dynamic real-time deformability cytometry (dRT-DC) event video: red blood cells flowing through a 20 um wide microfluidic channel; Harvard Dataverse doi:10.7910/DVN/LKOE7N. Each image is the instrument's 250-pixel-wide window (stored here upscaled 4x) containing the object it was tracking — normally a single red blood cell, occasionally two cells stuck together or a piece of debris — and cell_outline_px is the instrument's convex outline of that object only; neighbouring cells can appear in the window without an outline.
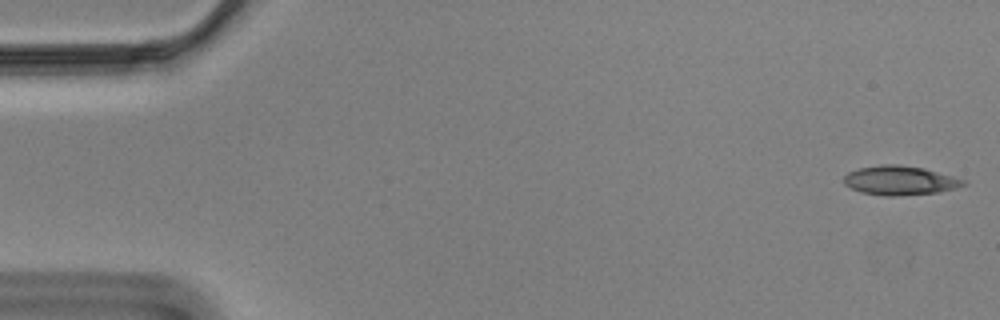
{"species": "Egyptian fruit bat (a non-hibernating species)", "species_latin": "Rousettus aegyptiacus", "temperature_condition": "cold", "stored_images_in_passage": 56, "camera_frame_rate_fps": 3000, "um_per_image_px": 0.085, "animal": {"sex": "male"}, "frame": {"image": 1, "passage_image": 1, "time_ms": 0.0, "image_size_px": [1000, 320], "cell_outline_px": [[968, 184], [956, 188], [940, 192], [900, 196], [884, 196], [860, 192], [844, 184], [844, 176], [848, 172], [860, 168], [880, 164], [896, 164], [924, 168], [968, 180]], "centroid_in_image_um": [76.54, 15.34], "position_along_channel_um": 8.5, "area_um2": 20.58}}
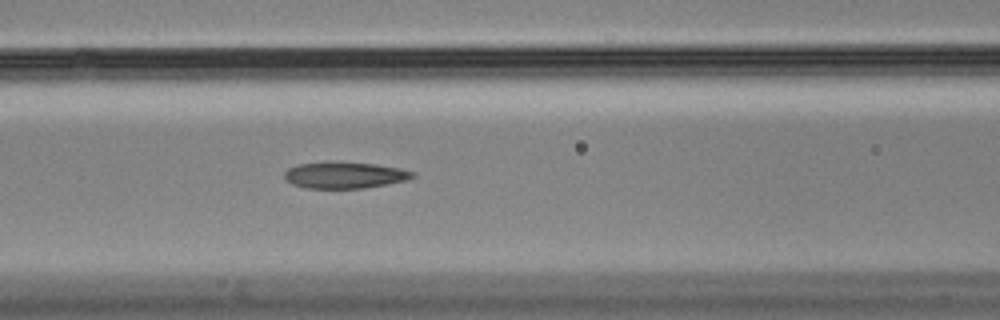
{"frame": {"image": 2, "passage_image": 23, "time_ms": 7.333, "image_size_px": [1000, 320], "cell_outline_px": [[416, 176], [408, 180], [388, 184], [364, 188], [308, 188], [292, 184], [284, 176], [284, 172], [288, 168], [300, 164], [376, 164], [400, 168], [416, 172]], "centroid_in_image_um": [29.38, 14.92], "position_along_channel_um": 137.2, "area_um2": 19.02}}
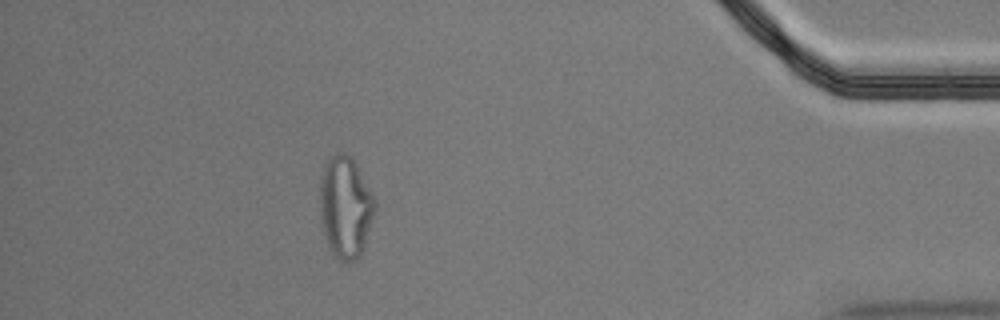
{"frame": {"image": 3, "passage_image": 50, "time_ms": 16.333, "image_size_px": [1000, 320], "cell_outline_px": [[376, 208], [360, 256], [356, 260], [348, 264], [344, 264], [332, 252], [324, 232], [320, 216], [320, 176], [324, 164], [336, 152], [344, 152], [356, 164], [376, 200]], "centroid_in_image_um": [29.36, 17.6], "position_along_channel_um": 405.8, "area_um2": 32.48}, "authors_computed_cell_mechanics": {"area_um2": 20.6635, "velocity_mm_per_s": 3.521, "shape_relaxation_time_tau1_ms": null, "shape_relaxation_time_tau2_ms": 2.9786, "deformation_change_tau1": null, "deformation_change_tau2": 0.1255}}